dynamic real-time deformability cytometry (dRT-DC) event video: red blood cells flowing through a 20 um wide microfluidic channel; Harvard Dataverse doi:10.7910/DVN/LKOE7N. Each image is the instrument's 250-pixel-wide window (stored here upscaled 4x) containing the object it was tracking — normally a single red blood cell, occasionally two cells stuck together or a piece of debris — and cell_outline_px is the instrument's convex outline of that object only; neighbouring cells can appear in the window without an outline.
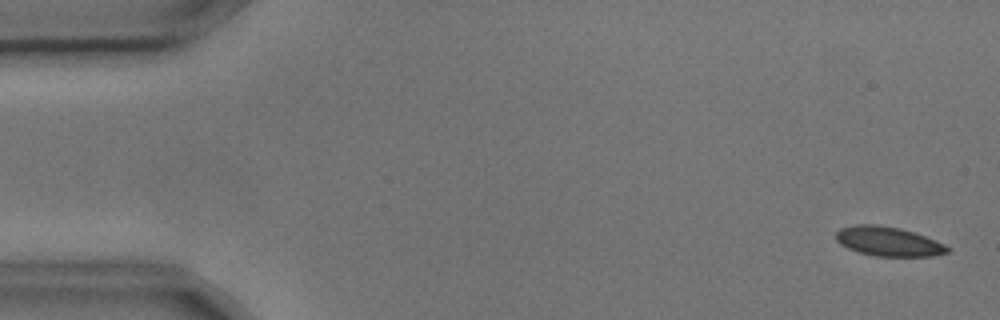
{"species": "common noctule bat (a hibernating species)", "species_latin": "Nyctalus noctula", "temperature_condition": "cold", "stored_images_in_passage": 2, "camera_frame_rate_fps": 3000, "um_per_image_px": 0.085, "animal": {"sex": "male", "body_mass_g": 17.9, "forearm_length_mm": 54.2}, "frame": {"image": 1, "passage_image": 2, "time_ms": 0.333, "image_size_px": [1000, 320], "cell_outline_px": [[952, 248], [948, 252], [932, 256], [876, 256], [860, 252], [848, 248], [840, 244], [836, 240], [836, 232], [840, 228], [856, 224], [876, 224], [900, 228], [924, 236], [944, 244]], "centroid_in_image_um": [75.49, 20.52], "position_along_channel_um": 9.5, "area_um2": 18.96}}